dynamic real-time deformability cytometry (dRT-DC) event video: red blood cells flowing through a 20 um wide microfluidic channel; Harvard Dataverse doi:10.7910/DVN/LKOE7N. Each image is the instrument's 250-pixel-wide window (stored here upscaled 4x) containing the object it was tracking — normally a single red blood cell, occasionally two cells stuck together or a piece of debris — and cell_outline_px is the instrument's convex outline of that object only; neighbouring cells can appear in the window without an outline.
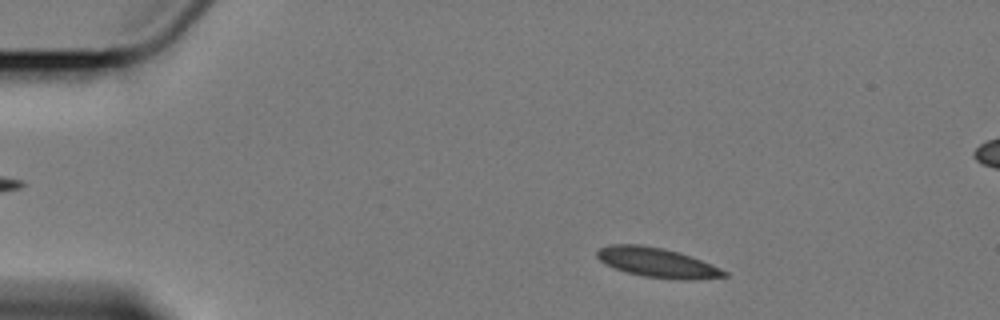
{"species": "Egyptian fruit bat (a non-hibernating species)", "species_latin": "Rousettus aegyptiacus", "temperature_condition": "cold", "stored_images_in_passage": 4, "camera_frame_rate_fps": 3000, "um_per_image_px": 0.085, "animal": {"sex": "female"}, "frame": {"image": 1, "passage_image": 1, "time_ms": 0.0, "image_size_px": [1000, 320], "cell_outline_px": [[728, 276], [696, 280], [680, 280], [644, 276], [624, 272], [604, 264], [596, 256], [596, 252], [600, 248], [612, 244], [640, 244], [664, 248], [700, 260], [720, 268], [728, 272]], "centroid_in_image_um": [55.83, 22.33], "position_along_channel_um": 29.2, "area_um2": 21.91}}
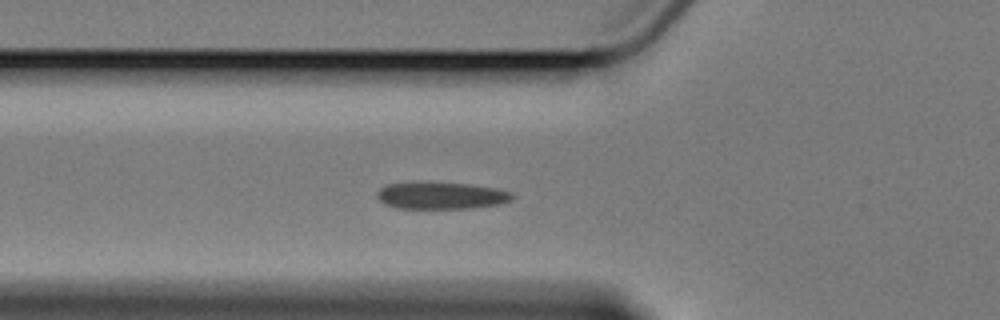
{"frame": {"image": 2, "passage_image": 4, "time_ms": 3.667, "image_size_px": [1000, 320], "cell_outline_px": [[516, 196], [512, 200], [500, 204], [472, 208], [396, 208], [384, 204], [376, 196], [376, 192], [380, 188], [388, 184], [420, 180], [468, 184], [496, 188], [512, 192]], "centroid_in_image_um": [37.48, 16.6], "position_along_channel_um": 88.3, "area_um2": 21.91}}